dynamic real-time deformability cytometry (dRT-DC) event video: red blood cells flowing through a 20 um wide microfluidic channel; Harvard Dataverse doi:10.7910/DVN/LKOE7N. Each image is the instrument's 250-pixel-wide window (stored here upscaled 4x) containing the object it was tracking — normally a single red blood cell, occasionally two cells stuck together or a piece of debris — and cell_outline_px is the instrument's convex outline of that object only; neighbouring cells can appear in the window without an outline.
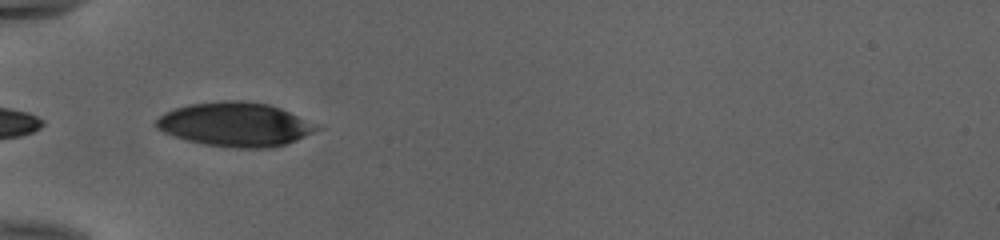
{"species": "human", "species_latin": "Homo sapiens", "temperature_condition": "cold", "stored_images_in_passage": 4, "camera_frame_rate_fps": 3000, "um_per_image_px": 0.085, "donor": {"sex": "female"}, "frame": {"image": 1, "passage_image": 1, "time_ms": 0.0, "image_size_px": [1000, 240], "cell_outline_px": [[324, 128], [296, 140], [272, 148], [232, 148], [204, 144], [184, 140], [172, 136], [156, 128], [156, 120], [164, 112], [188, 104], [224, 100], [240, 100], [268, 104], [280, 108]], "centroid_in_image_um": [19.97, 10.58], "position_along_channel_um": 65.0, "area_um2": 41.27}}
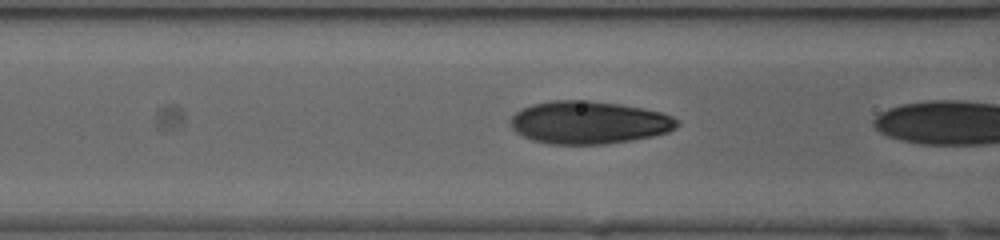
{"frame": {"image": 2, "passage_image": 3, "time_ms": 0.667, "image_size_px": [1000, 240], "cell_outline_px": [[680, 124], [676, 128], [668, 132], [652, 136], [632, 140], [604, 144], [548, 144], [532, 140], [516, 132], [512, 128], [508, 120], [516, 112], [532, 104], [552, 100], [588, 100], [620, 104], [644, 108], [664, 112], [680, 120]], "centroid_in_image_um": [50.08, 10.4], "position_along_channel_um": 116.5, "area_um2": 41.85}}